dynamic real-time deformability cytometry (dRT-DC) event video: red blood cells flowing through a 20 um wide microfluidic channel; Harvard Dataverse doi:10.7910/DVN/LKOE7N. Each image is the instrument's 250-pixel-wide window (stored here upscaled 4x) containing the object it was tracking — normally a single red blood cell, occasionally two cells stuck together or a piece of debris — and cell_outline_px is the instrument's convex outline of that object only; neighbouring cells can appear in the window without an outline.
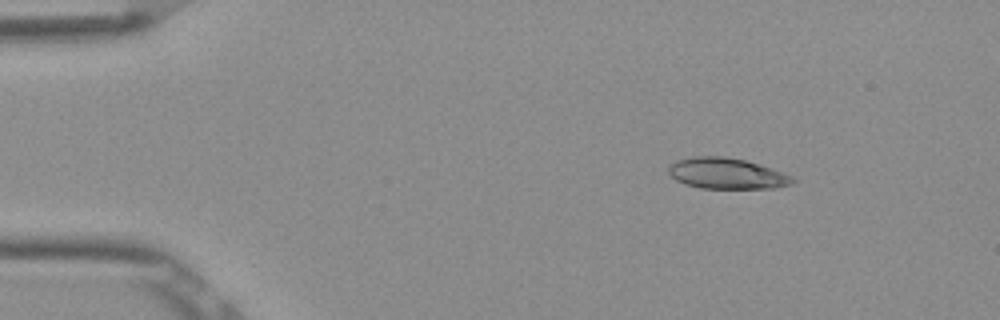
{"species": "Egyptian fruit bat (a non-hibernating species)", "species_latin": "Rousettus aegyptiacus", "temperature_condition": "room temperature", "stored_images_in_passage": 3, "camera_frame_rate_fps": 3000, "um_per_image_px": 0.085, "frame": {"image": 1, "passage_image": 1, "time_ms": 0.0, "image_size_px": [1000, 320], "cell_outline_px": [[796, 180], [792, 184], [776, 188], [700, 188], [684, 184], [676, 180], [668, 172], [668, 164], [676, 160], [692, 156], [724, 156], [744, 160], [772, 168], [792, 176]], "centroid_in_image_um": [61.75, 14.74], "position_along_channel_um": 23.3, "area_um2": 22.48}}